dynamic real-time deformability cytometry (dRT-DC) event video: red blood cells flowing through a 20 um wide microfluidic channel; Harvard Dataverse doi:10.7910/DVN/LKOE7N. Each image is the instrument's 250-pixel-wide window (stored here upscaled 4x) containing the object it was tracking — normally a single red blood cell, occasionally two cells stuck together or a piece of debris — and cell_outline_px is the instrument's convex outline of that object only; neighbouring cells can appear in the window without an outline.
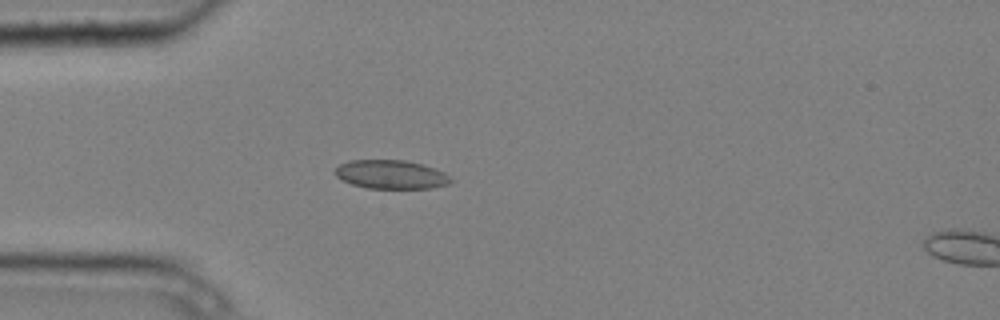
{"species": "common noctule bat (a hibernating species)", "species_latin": "Nyctalus noctula", "temperature_condition": "cold", "stored_images_in_passage": 4, "camera_frame_rate_fps": 3000, "um_per_image_px": 0.085, "animal": {"sex": "male", "body_mass_g": 20.4}, "frame": {"image": 1, "passage_image": 3, "time_ms": 0.667, "image_size_px": [1000, 320], "cell_outline_px": [[452, 180], [448, 184], [432, 188], [368, 188], [352, 184], [336, 176], [336, 168], [340, 164], [348, 160], [404, 160], [424, 164], [444, 172]], "centroid_in_image_um": [33.25, 14.82], "position_along_channel_um": 51.8, "area_um2": 19.25}}